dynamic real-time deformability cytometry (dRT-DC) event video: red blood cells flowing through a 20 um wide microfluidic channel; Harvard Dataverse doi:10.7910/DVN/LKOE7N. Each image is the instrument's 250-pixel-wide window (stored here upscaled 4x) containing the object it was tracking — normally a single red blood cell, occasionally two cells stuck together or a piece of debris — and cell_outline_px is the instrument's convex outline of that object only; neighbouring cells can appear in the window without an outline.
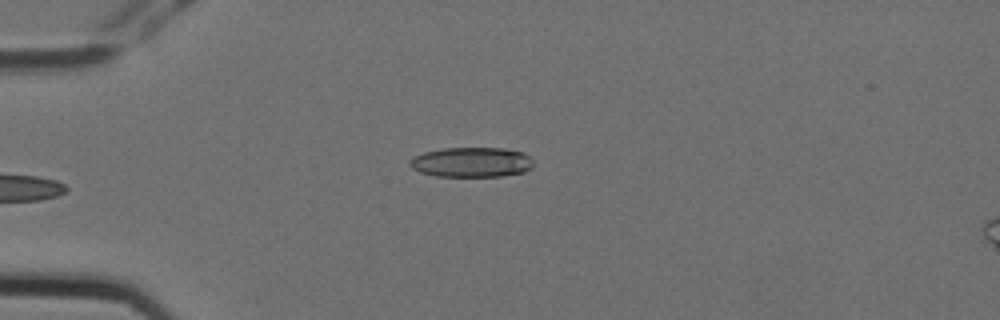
{"species": "Egyptian fruit bat (a non-hibernating species)", "species_latin": "Rousettus aegyptiacus", "temperature_condition": "cold", "stored_images_in_passage": 12, "camera_frame_rate_fps": 3000, "um_per_image_px": 0.085, "animal": {"sex": "female"}, "frame": {"image": 1, "passage_image": 5, "time_ms": 1.333, "image_size_px": [1000, 320], "cell_outline_px": [[532, 168], [524, 172], [500, 176], [436, 176], [420, 172], [412, 168], [408, 164], [408, 160], [424, 152], [444, 148], [504, 148], [520, 152], [528, 156], [532, 160]], "centroid_in_image_um": [40.05, 13.79], "position_along_channel_um": 44.9, "area_um2": 21.44}}
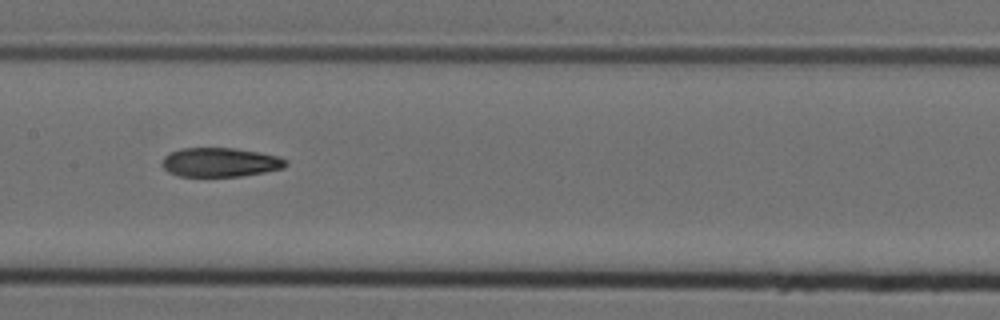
{"frame": {"image": 2, "passage_image": 9, "time_ms": 2.667, "image_size_px": [1000, 320], "cell_outline_px": [[288, 164], [284, 168], [264, 172], [240, 176], [176, 176], [168, 172], [160, 164], [164, 156], [180, 148], [236, 148], [260, 152], [280, 156], [288, 160]], "centroid_in_image_um": [18.73, 13.79], "position_along_channel_um": 188.7, "area_um2": 21.21}}
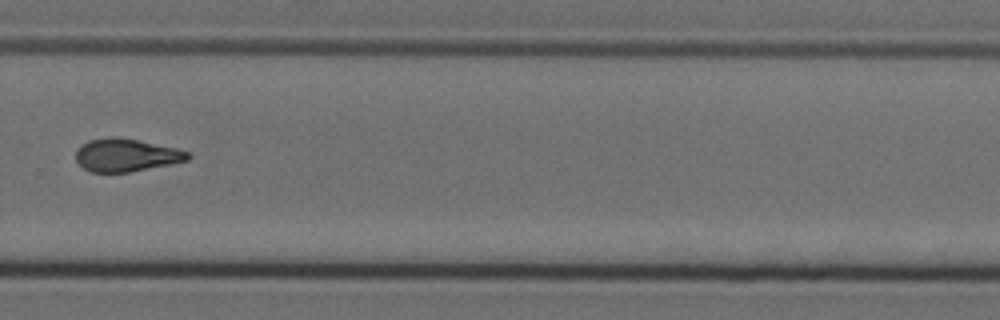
{"frame": {"image": 3, "passage_image": 12, "time_ms": 3.667, "image_size_px": [1000, 320], "cell_outline_px": [[192, 156], [188, 160], [128, 172], [92, 172], [84, 168], [76, 160], [76, 148], [80, 144], [88, 140], [136, 140], [176, 148], [188, 152]], "centroid_in_image_um": [10.72, 13.22], "position_along_channel_um": 319.1, "area_um2": 20.52}}